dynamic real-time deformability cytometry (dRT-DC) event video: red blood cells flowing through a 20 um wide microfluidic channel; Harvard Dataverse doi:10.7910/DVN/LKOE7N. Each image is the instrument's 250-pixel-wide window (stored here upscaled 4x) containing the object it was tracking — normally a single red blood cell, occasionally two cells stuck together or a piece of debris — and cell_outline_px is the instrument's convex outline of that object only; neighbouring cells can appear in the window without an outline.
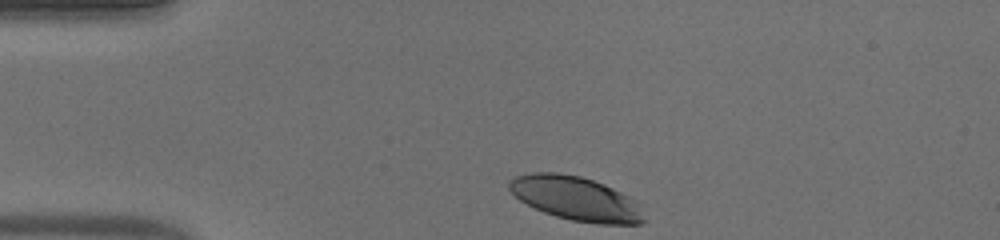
{"species": "human", "species_latin": "Homo sapiens", "temperature_condition": "warm", "stored_images_in_passage": 34, "camera_frame_rate_fps": 3000, "um_per_image_px": 0.085, "donor": {"sex": "male"}, "frame": {"image": 1, "passage_image": 1, "time_ms": 0.0, "image_size_px": [1000, 240], "cell_outline_px": [[648, 220], [640, 224], [596, 224], [572, 220], [556, 216], [544, 212], [520, 200], [508, 188], [508, 180], [516, 176], [532, 172], [560, 172], [580, 176], [604, 184], [628, 196], [632, 200]], "centroid_in_image_um": [48.93, 16.87], "position_along_channel_um": 36.1, "area_um2": 34.33}}
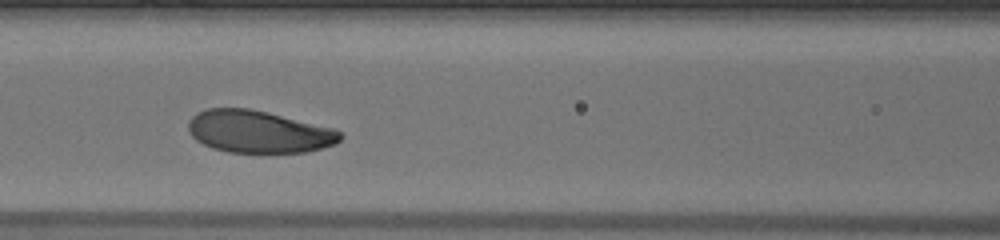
{"frame": {"image": 2, "passage_image": 13, "time_ms": 4.0, "image_size_px": [1000, 240], "cell_outline_px": [[344, 136], [336, 144], [304, 152], [260, 156], [228, 152], [212, 148], [196, 140], [188, 132], [188, 124], [192, 116], [196, 112], [208, 108], [248, 108], [268, 112], [336, 128]], "centroid_in_image_um": [22.0, 11.23], "position_along_channel_um": 144.6, "area_um2": 38.73}}
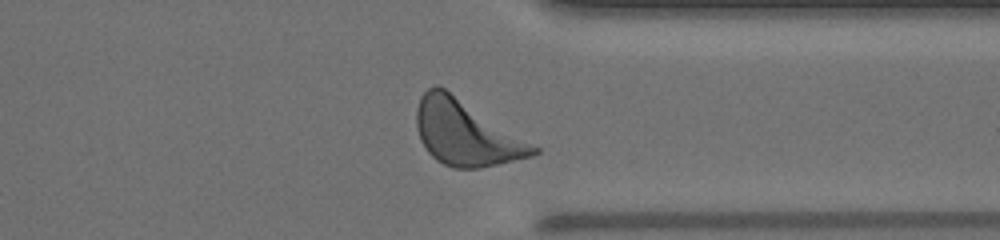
{"frame": {"image": 3, "passage_image": 31, "time_ms": 10.0, "image_size_px": [1000, 240], "cell_outline_px": [[540, 152], [532, 156], [480, 168], [452, 168], [436, 160], [428, 152], [420, 140], [416, 128], [416, 108], [420, 96], [428, 88], [436, 84], [444, 88], [540, 148]], "centroid_in_image_um": [39.57, 11.31], "position_along_channel_um": 371.8, "area_um2": 43.99}, "authors_computed_cell_mechanics": {"area_um2": 38.4659, "velocity_mm_per_s": 3.8279, "shape_relaxation_time_tau1_ms": 0.9779, "shape_relaxation_time_tau2_ms": null, "deformation_change_tau1": 0.1018, "deformation_change_tau2": null}}